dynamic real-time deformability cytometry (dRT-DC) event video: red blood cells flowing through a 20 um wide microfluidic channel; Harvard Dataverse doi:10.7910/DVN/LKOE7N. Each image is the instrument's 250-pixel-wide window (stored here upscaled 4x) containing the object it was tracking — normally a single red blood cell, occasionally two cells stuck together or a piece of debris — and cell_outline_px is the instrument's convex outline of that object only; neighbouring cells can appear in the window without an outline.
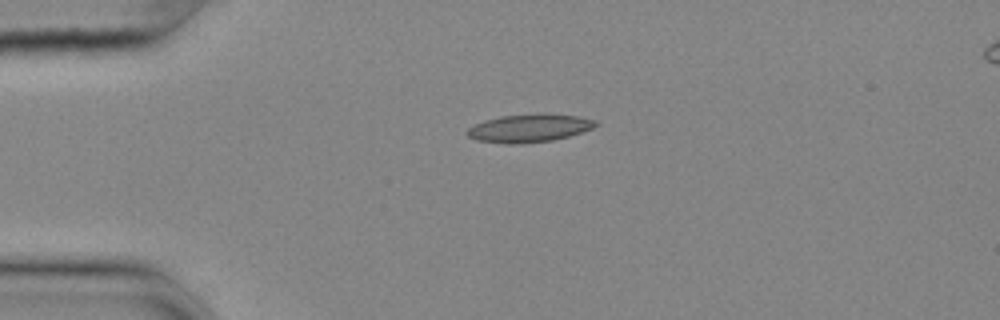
{"species": "common noctule bat (a hibernating species)", "species_latin": "Nyctalus noctula", "temperature_condition": "cold", "stored_images_in_passage": 43, "camera_frame_rate_fps": 3000, "um_per_image_px": 0.085, "animal": {"sex": "female", "body_mass_g": 25.1}, "frame": {"image": 1, "passage_image": 1, "time_ms": 0.0, "image_size_px": [1000, 320], "cell_outline_px": [[600, 124], [592, 128], [568, 136], [552, 140], [520, 144], [504, 144], [476, 140], [468, 136], [464, 132], [468, 128], [484, 120], [500, 116], [544, 112], [576, 116], [596, 120]], "centroid_in_image_um": [44.96, 10.88], "position_along_channel_um": 40.0, "area_um2": 21.27}}
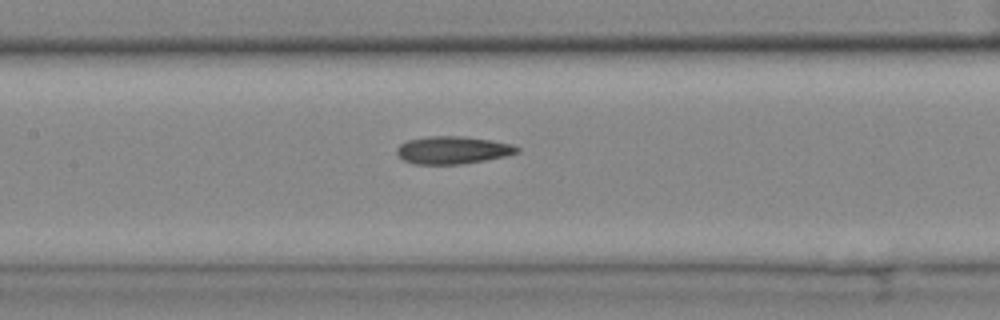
{"frame": {"image": 2, "passage_image": 14, "time_ms": 4.333, "image_size_px": [1000, 320], "cell_outline_px": [[520, 152], [504, 156], [484, 160], [460, 164], [412, 164], [404, 160], [396, 152], [396, 148], [400, 144], [408, 140], [428, 136], [464, 136], [492, 140], [512, 144], [520, 148]], "centroid_in_image_um": [38.48, 12.75], "position_along_channel_um": 168.9, "area_um2": 19.36}}
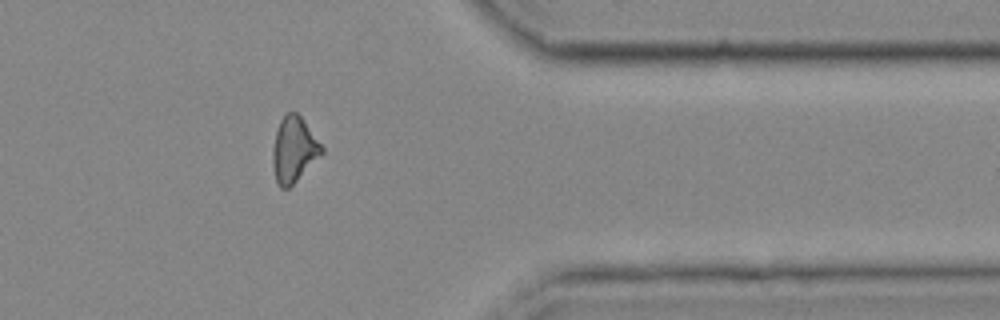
{"frame": {"image": 3, "passage_image": 33, "time_ms": 10.667, "image_size_px": [1000, 320], "cell_outline_px": [[324, 152], [288, 188], [280, 188], [276, 184], [272, 164], [272, 148], [276, 132], [280, 120], [288, 112], [296, 112], [300, 116], [324, 148]], "centroid_in_image_um": [24.95, 12.73], "position_along_channel_um": 386.5, "area_um2": 18.44}, "authors_computed_cell_mechanics": {"area_um2": 18.8428, "velocity_mm_per_s": 3.6527, "shape_relaxation_time_tau1_ms": null, "shape_relaxation_time_tau2_ms": 3.0237, "deformation_change_tau1": null, "deformation_change_tau2": 0.118}}